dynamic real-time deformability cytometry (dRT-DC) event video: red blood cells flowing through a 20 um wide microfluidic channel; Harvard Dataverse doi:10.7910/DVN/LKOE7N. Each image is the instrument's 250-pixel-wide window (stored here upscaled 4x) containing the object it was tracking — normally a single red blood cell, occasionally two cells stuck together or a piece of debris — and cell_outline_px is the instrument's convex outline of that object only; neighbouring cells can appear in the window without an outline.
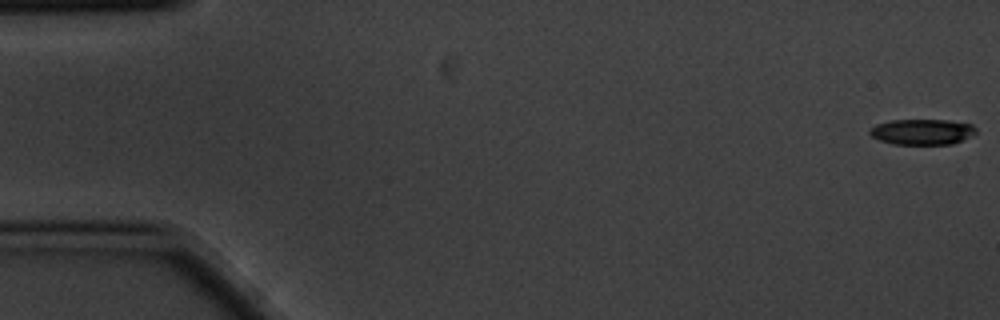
{"species": "common noctule bat (a hibernating species)", "species_latin": "Nyctalus noctula", "temperature_condition": "cold", "stored_images_in_passage": 3, "camera_frame_rate_fps": 3000, "um_per_image_px": 0.085, "animal": {"sex": "male", "body_mass_g": 20.1, "forearm_length_mm": 53.5}, "frame": {"image": 1, "passage_image": 1, "time_ms": 0.0, "image_size_px": [1000, 320], "cell_outline_px": [[976, 132], [964, 140], [952, 144], [892, 144], [880, 140], [872, 136], [868, 132], [876, 124], [892, 120], [948, 120], [972, 124], [976, 128]], "centroid_in_image_um": [78.4, 11.2], "position_along_channel_um": 6.6, "area_um2": 15.84}}